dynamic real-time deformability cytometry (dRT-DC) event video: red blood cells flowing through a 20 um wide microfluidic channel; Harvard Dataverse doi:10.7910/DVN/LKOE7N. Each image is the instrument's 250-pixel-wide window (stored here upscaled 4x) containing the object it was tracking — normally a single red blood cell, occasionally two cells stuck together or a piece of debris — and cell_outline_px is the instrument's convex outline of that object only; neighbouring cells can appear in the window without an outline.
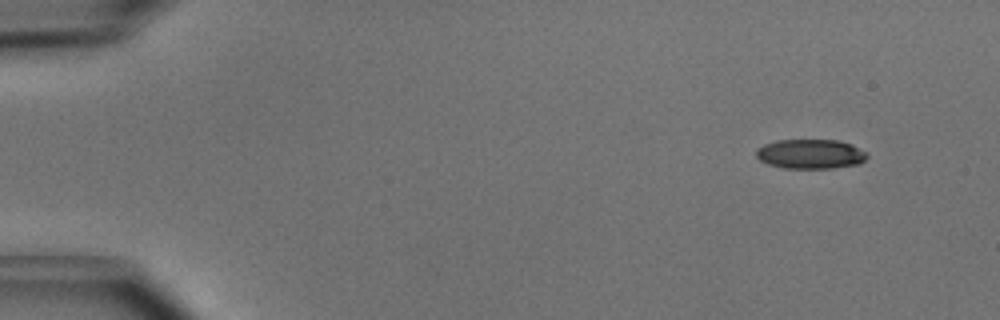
{"species": "common noctule bat (a hibernating species)", "species_latin": "Nyctalus noctula", "temperature_condition": "cold", "stored_images_in_passage": 4, "camera_frame_rate_fps": 3000, "um_per_image_px": 0.085, "animal": {"sex": "male", "body_mass_g": 15.6}, "frame": {"image": 1, "passage_image": 1, "time_ms": 0.0, "image_size_px": [1000, 320], "cell_outline_px": [[868, 156], [860, 164], [832, 168], [784, 168], [768, 164], [760, 160], [756, 156], [756, 148], [764, 144], [776, 140], [840, 140], [852, 144], [868, 152]], "centroid_in_image_um": [68.91, 13.08], "position_along_channel_um": 16.1, "area_um2": 19.31}}
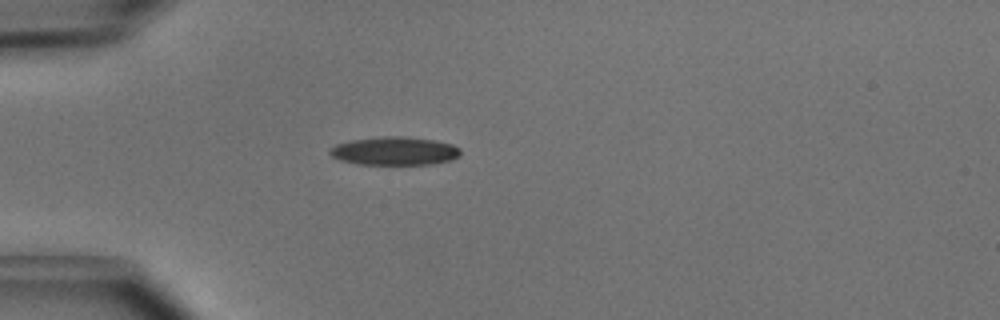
{"frame": {"image": 2, "passage_image": 4, "time_ms": 1.0, "image_size_px": [1000, 320], "cell_outline_px": [[460, 156], [452, 160], [432, 164], [356, 164], [340, 160], [332, 156], [328, 152], [328, 148], [336, 144], [348, 140], [380, 136], [400, 136], [432, 140], [452, 144], [460, 148]], "centroid_in_image_um": [33.5, 12.83], "position_along_channel_um": 51.5, "area_um2": 21.73}}